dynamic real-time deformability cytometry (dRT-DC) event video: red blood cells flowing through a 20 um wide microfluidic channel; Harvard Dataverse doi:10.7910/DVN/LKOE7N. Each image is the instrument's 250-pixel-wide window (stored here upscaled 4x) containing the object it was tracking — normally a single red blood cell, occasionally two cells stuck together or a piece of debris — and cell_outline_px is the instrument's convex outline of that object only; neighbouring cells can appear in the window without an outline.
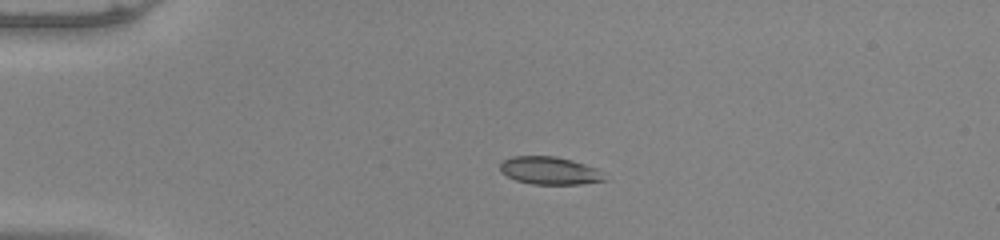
{"species": "common noctule bat (a hibernating species)", "species_latin": "Nyctalus noctula", "temperature_condition": "warm", "stored_images_in_passage": 41, "camera_frame_rate_fps": 3000, "um_per_image_px": 0.085, "animal": {"sex": "male", "body_mass_g": 20.0, "forearm_length_mm": 53.3}, "frame": {"image": 1, "passage_image": 1, "time_ms": 0.0, "image_size_px": [1000, 240], "cell_outline_px": [[608, 180], [580, 184], [532, 184], [516, 180], [500, 172], [500, 164], [504, 160], [512, 156], [556, 156], [572, 160], [596, 168]], "centroid_in_image_um": [46.71, 14.5], "position_along_channel_um": 38.3, "area_um2": 16.82}}
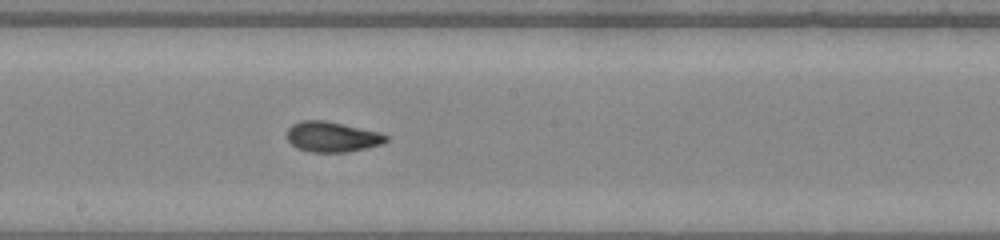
{"frame": {"image": 2, "passage_image": 18, "time_ms": 5.667, "image_size_px": [1000, 240], "cell_outline_px": [[388, 140], [380, 144], [348, 152], [312, 152], [296, 148], [288, 140], [288, 128], [292, 124], [300, 120], [324, 120], [380, 132], [388, 136]], "centroid_in_image_um": [28.21, 11.62], "position_along_channel_um": 220.0, "area_um2": 17.4}}
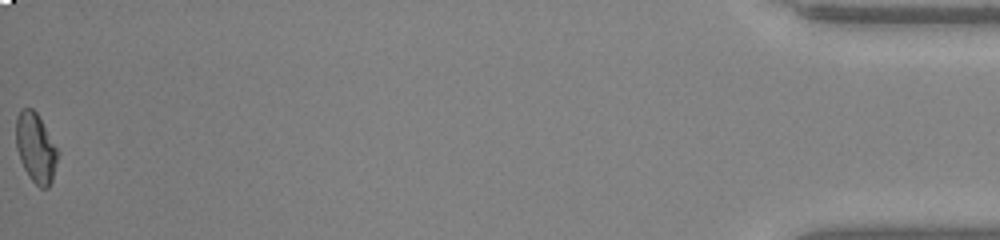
{"frame": {"image": 3, "passage_image": 41, "time_ms": 13.333, "image_size_px": [1000, 240], "cell_outline_px": [[60, 152], [52, 180], [48, 188], [40, 188], [28, 176], [20, 160], [16, 148], [16, 116], [20, 108], [32, 108], [36, 112]], "centroid_in_image_um": [3.04, 12.57], "position_along_channel_um": 432.2, "area_um2": 17.05}, "authors_computed_cell_mechanics": {"area_um2": 17.1088, "velocity_mm_per_s": 3.9956, "shape_relaxation_time_tau1_ms": 4.2434, "shape_relaxation_time_tau2_ms": 0.9873, "deformation_change_tau1": 0.1629, "deformation_change_tau2": 0.0587}}